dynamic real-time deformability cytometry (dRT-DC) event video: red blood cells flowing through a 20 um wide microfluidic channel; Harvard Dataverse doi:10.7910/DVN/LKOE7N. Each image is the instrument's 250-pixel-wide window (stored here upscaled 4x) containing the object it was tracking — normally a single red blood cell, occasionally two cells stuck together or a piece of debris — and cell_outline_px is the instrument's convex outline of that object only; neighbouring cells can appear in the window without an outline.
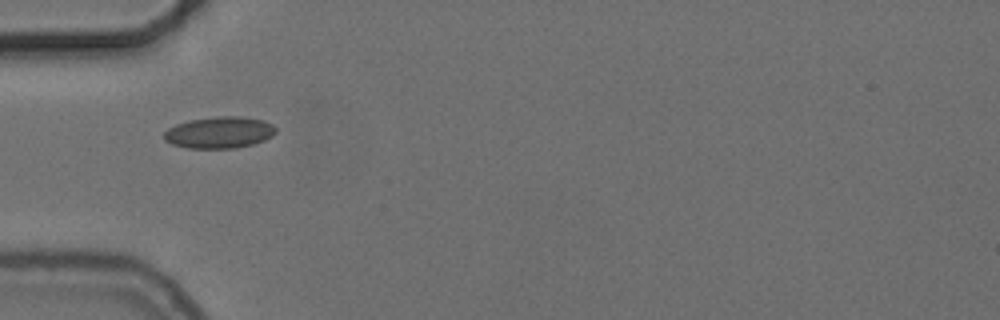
{"species": "common noctule bat (a hibernating species)", "species_latin": "Nyctalus noctula", "temperature_condition": "cold", "stored_images_in_passage": 38, "camera_frame_rate_fps": 3000, "um_per_image_px": 0.085, "animal": {"sex": "female", "body_mass_g": 24.6, "forearm_length_mm": 56.2}, "frame": {"image": 1, "passage_image": 1, "time_ms": 0.0, "image_size_px": [1000, 320], "cell_outline_px": [[276, 132], [272, 136], [264, 140], [252, 144], [236, 148], [188, 148], [172, 144], [164, 140], [164, 132], [168, 128], [176, 124], [192, 120], [216, 116], [240, 116], [264, 120], [272, 124], [276, 128]], "centroid_in_image_um": [18.66, 11.26], "position_along_channel_um": 66.3, "area_um2": 20.58}}
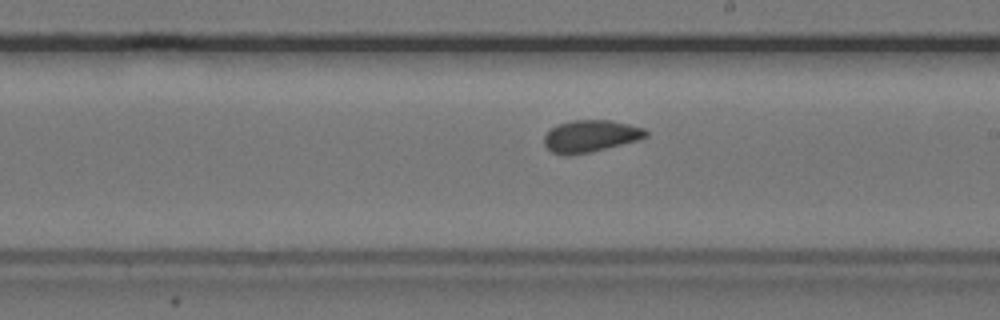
{"frame": {"image": 2, "passage_image": 15, "time_ms": 4.667, "image_size_px": [1000, 320], "cell_outline_px": [[648, 136], [640, 140], [592, 152], [568, 156], [564, 156], [552, 152], [544, 144], [544, 136], [552, 128], [560, 124], [572, 120], [608, 120], [628, 124], [644, 128], [648, 132]], "centroid_in_image_um": [50.22, 11.59], "position_along_channel_um": 238.8, "area_um2": 19.07}}
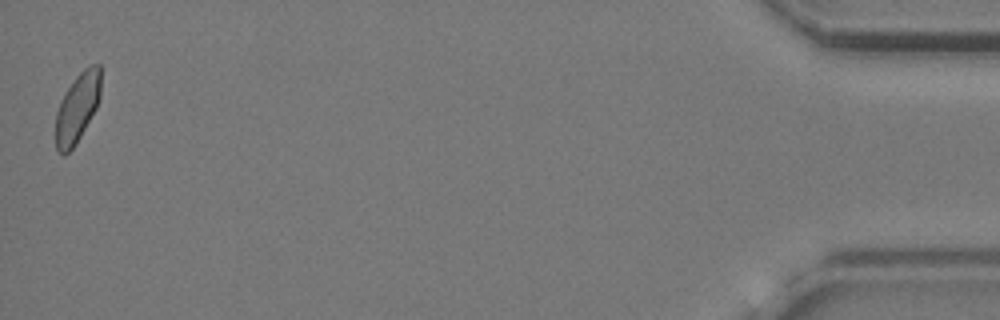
{"frame": {"image": 3, "passage_image": 38, "time_ms": 12.333, "image_size_px": [1000, 320], "cell_outline_px": [[100, 96], [96, 108], [76, 144], [64, 156], [56, 148], [56, 112], [60, 100], [64, 92], [72, 80], [88, 64], [100, 64]], "centroid_in_image_um": [6.56, 9.13], "position_along_channel_um": 428.6, "area_um2": 18.26}, "authors_computed_cell_mechanics": {"area_um2": 18.9006, "velocity_mm_per_s": 3.6999, "shape_relaxation_time_tau1_ms": null, "shape_relaxation_time_tau2_ms": 2.3896, "deformation_change_tau1": null, "deformation_change_tau2": 0.0575}}